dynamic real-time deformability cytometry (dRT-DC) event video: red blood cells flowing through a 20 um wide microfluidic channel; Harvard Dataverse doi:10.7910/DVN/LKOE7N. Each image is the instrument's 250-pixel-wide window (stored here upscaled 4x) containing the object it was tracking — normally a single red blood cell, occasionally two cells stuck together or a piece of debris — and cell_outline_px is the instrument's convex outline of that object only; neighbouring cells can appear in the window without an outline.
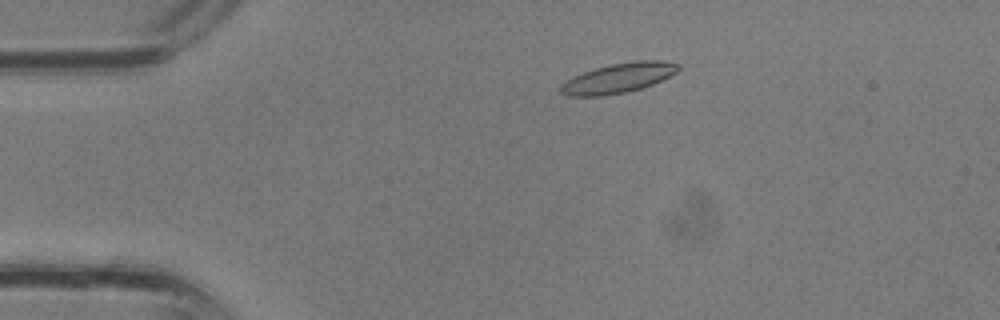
{"species": "common noctule bat (a hibernating species)", "species_latin": "Nyctalus noctula", "temperature_condition": "room temperature", "stored_images_in_passage": 34, "camera_frame_rate_fps": 3000, "um_per_image_px": 0.085, "animal": {"sex": "male", "body_mass_g": 13.3}, "frame": {"image": 1, "passage_image": 6, "time_ms": 1.667, "image_size_px": [1000, 320], "cell_outline_px": [[680, 68], [676, 72], [652, 84], [628, 92], [604, 96], [568, 96], [560, 92], [560, 84], [584, 72], [596, 68], [612, 64], [636, 60], [664, 60], [680, 64]], "centroid_in_image_um": [52.58, 6.63], "position_along_channel_um": 32.4, "area_um2": 20.23}}
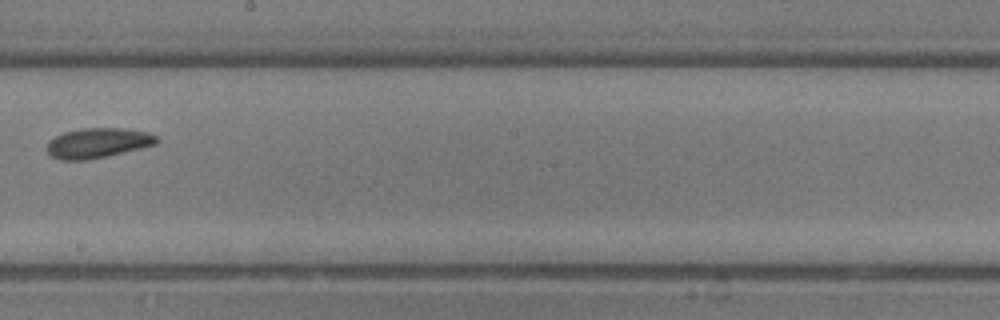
{"frame": {"image": 2, "passage_image": 19, "time_ms": 6.0, "image_size_px": [1000, 320], "cell_outline_px": [[160, 140], [156, 144], [108, 156], [84, 160], [60, 160], [52, 156], [48, 152], [48, 140], [64, 132], [80, 128], [124, 128], [148, 132], [160, 136]], "centroid_in_image_um": [8.35, 12.14], "position_along_channel_um": 239.8, "area_um2": 19.25}}
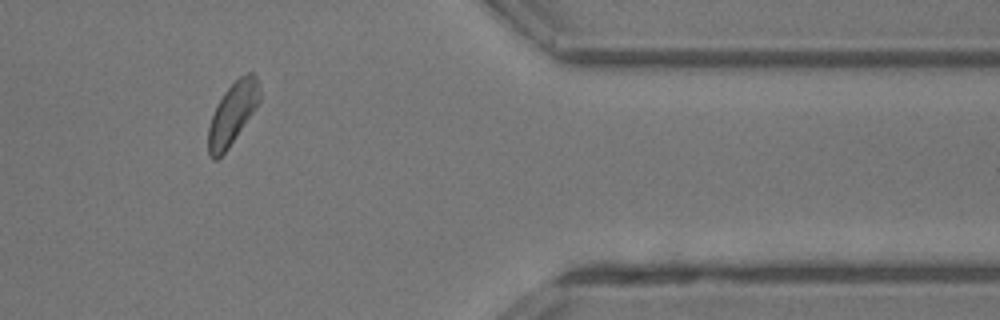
{"frame": {"image": 3, "passage_image": 28, "time_ms": 9.0, "image_size_px": [1000, 320], "cell_outline_px": [[260, 100], [228, 148], [216, 160], [212, 160], [208, 152], [208, 128], [212, 116], [224, 92], [240, 76], [248, 72], [252, 72], [256, 76], [260, 92]], "centroid_in_image_um": [19.75, 9.65], "position_along_channel_um": 391.6, "area_um2": 17.98}}